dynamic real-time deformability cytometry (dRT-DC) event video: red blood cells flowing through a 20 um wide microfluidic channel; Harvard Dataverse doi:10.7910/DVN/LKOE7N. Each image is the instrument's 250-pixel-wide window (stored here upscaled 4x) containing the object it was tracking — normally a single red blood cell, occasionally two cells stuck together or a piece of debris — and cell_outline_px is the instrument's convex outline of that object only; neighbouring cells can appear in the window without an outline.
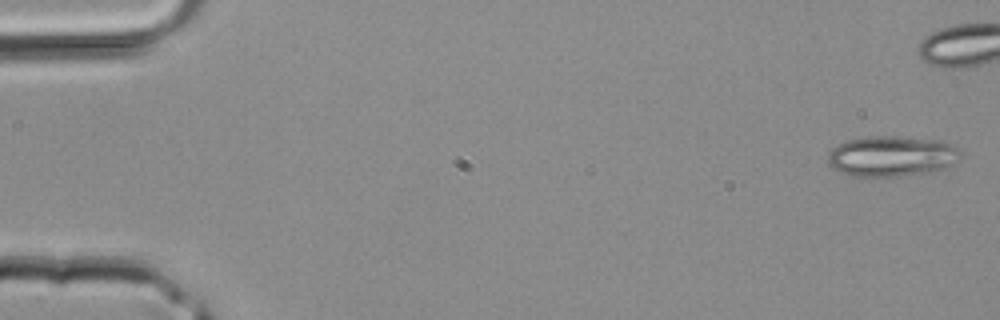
{"species": "common noctule bat (a hibernating species)", "species_latin": "Nyctalus noctula", "temperature_condition": "room temperature", "stored_images_in_passage": 33, "camera_frame_rate_fps": 3000, "um_per_image_px": 0.085, "animal": {"sex": "male", "body_mass_g": 20.4}, "frame": {"image": 1, "passage_image": 1, "time_ms": 0.0, "image_size_px": [1000, 320], "cell_outline_px": [[960, 152], [952, 164], [944, 168], [896, 176], [852, 176], [840, 172], [832, 168], [828, 164], [828, 152], [836, 144], [844, 140], [872, 136], [896, 136], [940, 140], [952, 144]], "centroid_in_image_um": [75.69, 13.25], "position_along_channel_um": 9.3, "area_um2": 31.04}}
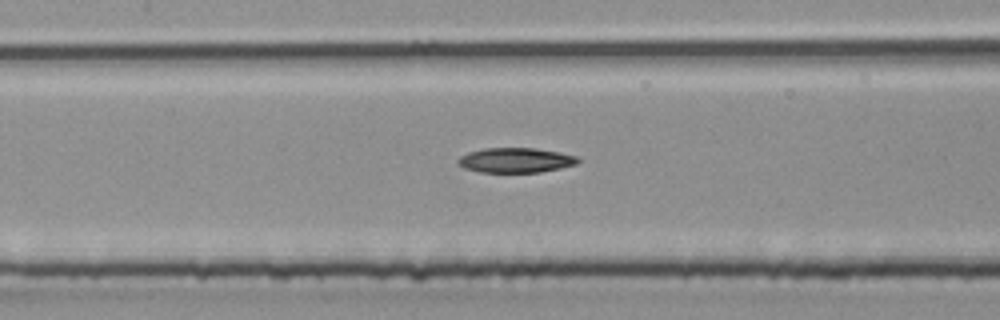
{"frame": {"image": 2, "passage_image": 19, "time_ms": 6.0, "image_size_px": [1000, 320], "cell_outline_px": [[580, 164], [540, 172], [480, 172], [464, 168], [456, 164], [456, 160], [460, 156], [468, 152], [484, 148], [536, 148], [560, 152], [576, 156], [580, 160]], "centroid_in_image_um": [43.82, 13.61], "position_along_channel_um": 163.6, "area_um2": 17.57}}
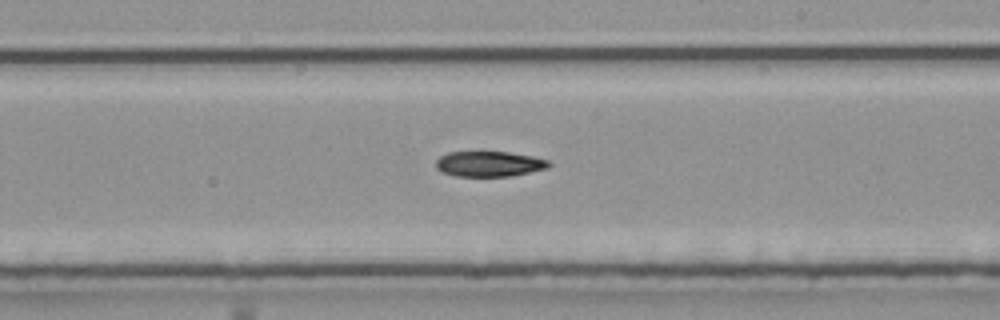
{"frame": {"image": 3, "passage_image": 24, "time_ms": 7.667, "image_size_px": [1000, 320], "cell_outline_px": [[552, 164], [548, 168], [512, 176], [456, 176], [444, 172], [436, 168], [436, 160], [440, 156], [448, 152], [508, 152], [532, 156], [548, 160]], "centroid_in_image_um": [41.6, 13.93], "position_along_channel_um": 247.4, "area_um2": 16.65}}